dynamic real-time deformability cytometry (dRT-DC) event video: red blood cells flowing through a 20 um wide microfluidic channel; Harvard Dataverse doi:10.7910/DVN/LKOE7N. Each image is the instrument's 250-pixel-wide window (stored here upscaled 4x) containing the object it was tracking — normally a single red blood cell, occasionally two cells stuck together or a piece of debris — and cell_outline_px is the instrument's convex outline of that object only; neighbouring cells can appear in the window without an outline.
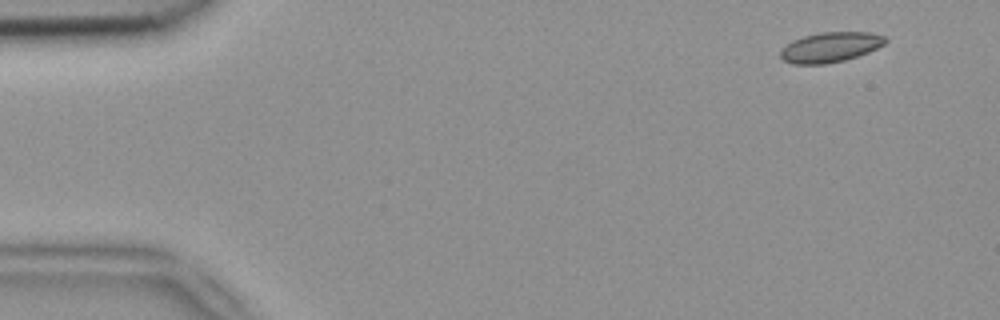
{"species": "common noctule bat (a hibernating species)", "species_latin": "Nyctalus noctula", "temperature_condition": "room temperature", "stored_images_in_passage": 4, "camera_frame_rate_fps": 3000, "um_per_image_px": 0.085, "animal": {"sex": "female", "body_mass_g": 18.4}, "frame": {"image": 1, "passage_image": 1, "time_ms": 0.0, "image_size_px": [1000, 320], "cell_outline_px": [[888, 40], [884, 44], [868, 52], [844, 60], [828, 64], [792, 64], [784, 60], [780, 56], [780, 48], [792, 40], [804, 36], [820, 32], [872, 32], [884, 36]], "centroid_in_image_um": [70.55, 4.01], "position_along_channel_um": 14.4, "area_um2": 18.44}}
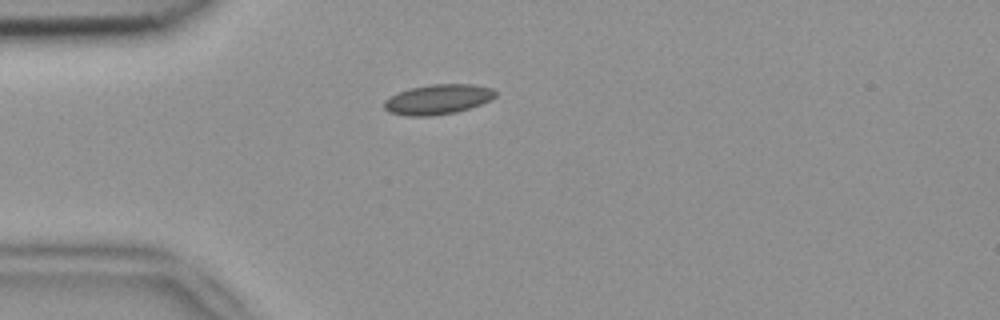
{"frame": {"image": 2, "passage_image": 4, "time_ms": 1.0, "image_size_px": [1000, 320], "cell_outline_px": [[496, 96], [480, 104], [456, 112], [432, 116], [408, 116], [388, 112], [384, 108], [384, 100], [400, 92], [412, 88], [432, 84], [472, 84], [492, 88], [496, 92]], "centroid_in_image_um": [37.21, 8.45], "position_along_channel_um": 47.8, "area_um2": 19.19}}